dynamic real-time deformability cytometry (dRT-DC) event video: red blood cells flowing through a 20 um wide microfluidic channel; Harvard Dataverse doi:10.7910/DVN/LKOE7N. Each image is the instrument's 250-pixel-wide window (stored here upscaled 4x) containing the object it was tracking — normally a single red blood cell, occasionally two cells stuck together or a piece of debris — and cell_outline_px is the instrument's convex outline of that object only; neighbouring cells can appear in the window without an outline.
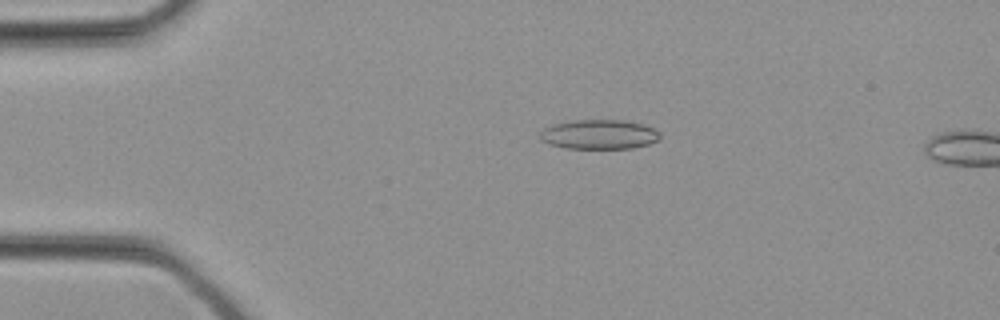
{"species": "common noctule bat (a hibernating species)", "species_latin": "Nyctalus noctula", "temperature_condition": "cold", "stored_images_in_passage": 9, "camera_frame_rate_fps": 3000, "um_per_image_px": 0.085, "animal": {"sex": "female", "body_mass_g": 21.9}, "frame": {"image": 1, "passage_image": 7, "time_ms": 2.0, "image_size_px": [1000, 320], "cell_outline_px": [[660, 140], [648, 144], [632, 148], [564, 148], [548, 144], [540, 140], [540, 132], [544, 128], [552, 124], [572, 120], [624, 120], [644, 124], [660, 132]], "centroid_in_image_um": [50.91, 11.42], "position_along_channel_um": 34.1, "area_um2": 20.81}}